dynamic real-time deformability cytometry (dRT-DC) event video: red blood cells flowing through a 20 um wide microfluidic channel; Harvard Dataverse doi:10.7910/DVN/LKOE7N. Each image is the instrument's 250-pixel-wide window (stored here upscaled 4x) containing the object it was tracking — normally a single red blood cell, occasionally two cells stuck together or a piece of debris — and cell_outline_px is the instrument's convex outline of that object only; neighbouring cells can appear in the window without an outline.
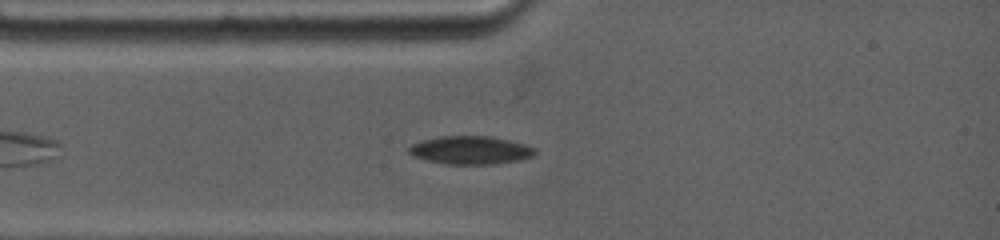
{"species": "common noctule bat (a hibernating species)", "species_latin": "Nyctalus noctula", "temperature_condition": "warm", "stored_images_in_passage": 45, "camera_frame_rate_fps": 4500, "um_per_image_px": 0.085, "animal": {"sex": "female", "body_mass_g": 19.0, "forearm_length_mm": 53.3}, "frame": {"image": 1, "passage_image": 6, "time_ms": 2.0, "image_size_px": [1000, 240], "cell_outline_px": [[536, 152], [532, 156], [520, 160], [492, 164], [444, 164], [412, 156], [408, 152], [408, 148], [412, 144], [424, 140], [440, 136], [492, 136], [524, 144], [536, 148]], "centroid_in_image_um": [39.99, 12.76], "position_along_channel_um": 45.0, "area_um2": 20.63}}
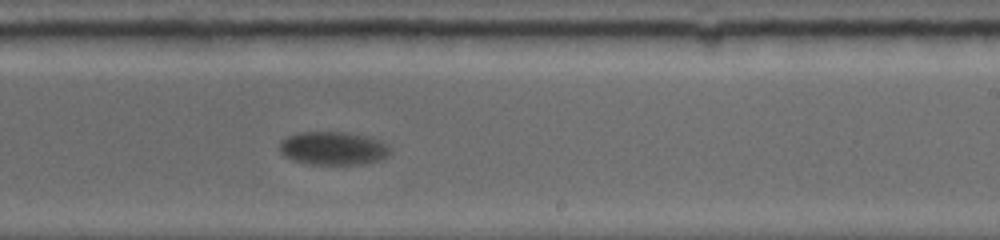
{"frame": {"image": 2, "passage_image": 26, "time_ms": 8.222, "image_size_px": [1000, 240], "cell_outline_px": [[392, 152], [388, 156], [380, 160], [364, 164], [312, 164], [292, 160], [284, 156], [280, 152], [280, 140], [288, 136], [300, 132], [348, 132], [368, 136], [380, 140], [388, 144], [392, 148]], "centroid_in_image_um": [28.37, 12.6], "position_along_channel_um": 260.6, "area_um2": 21.79}}
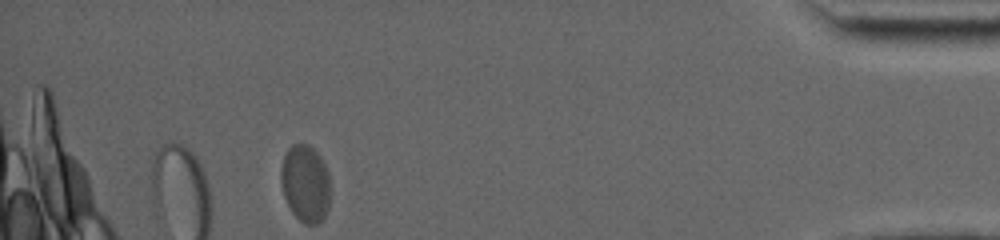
{"frame": {"image": 3, "passage_image": 45, "time_ms": 14.667, "image_size_px": [1000, 240], "cell_outline_px": [[328, 208], [324, 216], [316, 224], [304, 224], [292, 212], [284, 196], [280, 184], [280, 168], [284, 152], [292, 144], [308, 144], [320, 156], [328, 172]], "centroid_in_image_um": [25.91, 15.56], "position_along_channel_um": 409.3, "area_um2": 22.14}, "authors_computed_cell_mechanics": {"area_um2": 22.1374, "velocity_mm_per_s": 3.4681, "shape_relaxation_time_tau1_ms": 2.6651, "shape_relaxation_time_tau2_ms": null, "deformation_change_tau1": 0.0878, "deformation_change_tau2": null}}